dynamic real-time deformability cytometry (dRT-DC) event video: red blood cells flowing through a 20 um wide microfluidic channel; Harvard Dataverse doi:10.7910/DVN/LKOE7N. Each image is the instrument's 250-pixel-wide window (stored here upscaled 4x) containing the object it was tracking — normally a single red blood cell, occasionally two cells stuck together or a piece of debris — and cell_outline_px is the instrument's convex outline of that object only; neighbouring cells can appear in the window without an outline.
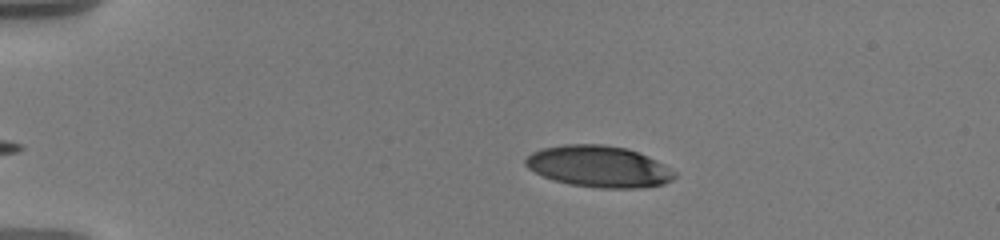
{"species": "human", "species_latin": "Homo sapiens", "temperature_condition": "warm", "stored_images_in_passage": 5, "camera_frame_rate_fps": 3000, "um_per_image_px": 0.085, "donor": {"sex": "male"}, "frame": {"image": 1, "passage_image": 1, "time_ms": 0.0, "image_size_px": [1000, 240], "cell_outline_px": [[676, 176], [672, 180], [664, 184], [640, 188], [596, 188], [568, 184], [552, 180], [528, 168], [524, 164], [524, 160], [532, 152], [544, 148], [564, 144], [600, 144], [628, 148], [656, 160], [676, 172]], "centroid_in_image_um": [50.9, 14.16], "position_along_channel_um": 34.1, "area_um2": 36.07}}